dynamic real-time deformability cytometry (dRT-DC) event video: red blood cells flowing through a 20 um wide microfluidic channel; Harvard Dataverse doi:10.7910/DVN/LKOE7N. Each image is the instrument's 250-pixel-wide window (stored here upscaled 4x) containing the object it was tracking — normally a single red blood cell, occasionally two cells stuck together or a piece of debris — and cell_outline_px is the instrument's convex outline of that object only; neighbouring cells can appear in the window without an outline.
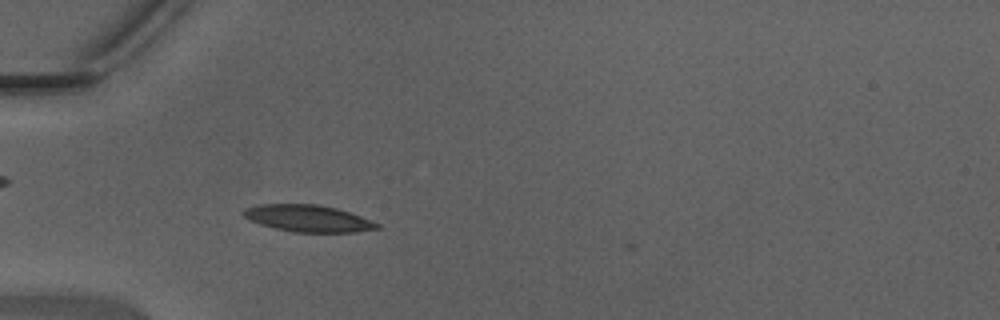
{"species": "Egyptian fruit bat (a non-hibernating species)", "species_latin": "Rousettus aegyptiacus", "temperature_condition": "warm", "stored_images_in_passage": 35, "camera_frame_rate_fps": 3000, "um_per_image_px": 0.085, "animal": {"sex": "male"}, "frame": {"image": 1, "passage_image": 3, "time_ms": 0.667, "image_size_px": [1000, 320], "cell_outline_px": [[380, 228], [356, 232], [292, 232], [260, 224], [248, 220], [240, 212], [244, 208], [260, 204], [316, 204], [336, 208], [372, 220], [380, 224]], "centroid_in_image_um": [26.16, 18.56], "position_along_channel_um": 58.8, "area_um2": 20.92}}
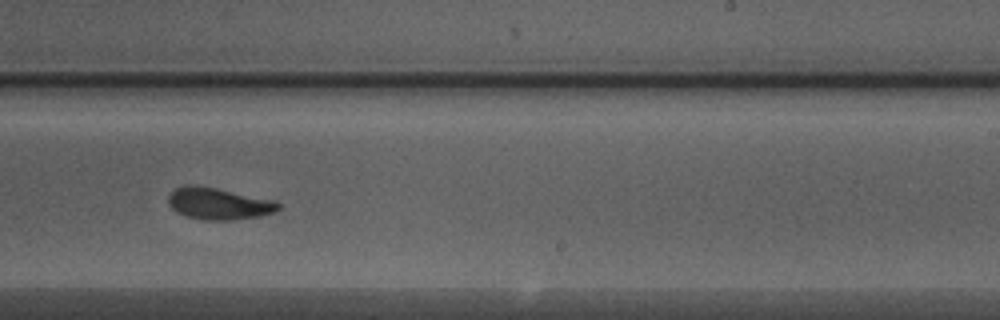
{"frame": {"image": 2, "passage_image": 18, "time_ms": 5.667, "image_size_px": [1000, 320], "cell_outline_px": [[280, 208], [276, 212], [260, 216], [232, 220], [204, 220], [188, 216], [176, 212], [168, 204], [168, 192], [172, 188], [184, 184], [192, 184], [216, 188], [276, 200], [280, 204]], "centroid_in_image_um": [18.56, 17.29], "position_along_channel_um": 270.4, "area_um2": 20.75}}
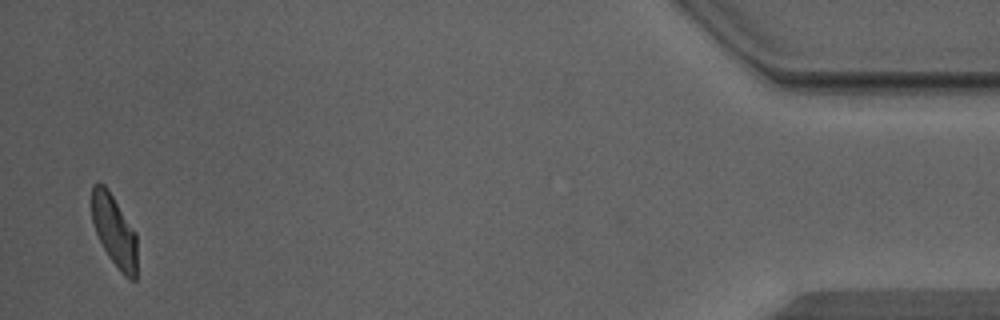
{"frame": {"image": 3, "passage_image": 34, "time_ms": 11.0, "image_size_px": [1000, 320], "cell_outline_px": [[136, 280], [132, 280], [124, 276], [120, 272], [108, 256], [96, 232], [92, 220], [92, 184], [104, 184], [108, 188], [136, 232]], "centroid_in_image_um": [9.72, 19.62], "position_along_channel_um": 425.5, "area_um2": 18.84}, "authors_computed_cell_mechanics": {"area_um2": 20.4034, "velocity_mm_per_s": 4.4042, "shape_relaxation_time_tau1_ms": 2.3244, "shape_relaxation_time_tau2_ms": 1.4121, "deformation_change_tau1": 0.1496, "deformation_change_tau2": 0.0868}}